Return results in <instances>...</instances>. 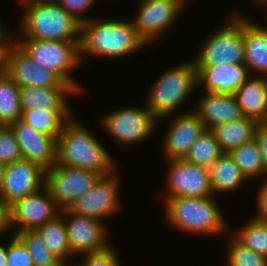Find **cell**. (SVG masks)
Returning a JSON list of instances; mask_svg holds the SVG:
<instances>
[{"instance_id":"277c9868","label":"cell","mask_w":267,"mask_h":266,"mask_svg":"<svg viewBox=\"0 0 267 266\" xmlns=\"http://www.w3.org/2000/svg\"><path fill=\"white\" fill-rule=\"evenodd\" d=\"M22 6L20 36L16 39L80 41L81 23L54 0L31 1Z\"/></svg>"},{"instance_id":"9c48e42d","label":"cell","mask_w":267,"mask_h":266,"mask_svg":"<svg viewBox=\"0 0 267 266\" xmlns=\"http://www.w3.org/2000/svg\"><path fill=\"white\" fill-rule=\"evenodd\" d=\"M116 170L101 176L92 188L76 199L68 208L80 216L94 218L104 222L121 210L120 182Z\"/></svg>"},{"instance_id":"3957f363","label":"cell","mask_w":267,"mask_h":266,"mask_svg":"<svg viewBox=\"0 0 267 266\" xmlns=\"http://www.w3.org/2000/svg\"><path fill=\"white\" fill-rule=\"evenodd\" d=\"M165 219L181 233L216 236L226 233L228 224L215 201L207 197H162Z\"/></svg>"},{"instance_id":"9a60e30c","label":"cell","mask_w":267,"mask_h":266,"mask_svg":"<svg viewBox=\"0 0 267 266\" xmlns=\"http://www.w3.org/2000/svg\"><path fill=\"white\" fill-rule=\"evenodd\" d=\"M63 218L67 227L68 245L73 256L101 251L107 248L108 228L104 222L73 214L63 209Z\"/></svg>"},{"instance_id":"cb8c5ba5","label":"cell","mask_w":267,"mask_h":266,"mask_svg":"<svg viewBox=\"0 0 267 266\" xmlns=\"http://www.w3.org/2000/svg\"><path fill=\"white\" fill-rule=\"evenodd\" d=\"M258 125L256 120L242 117L231 122L216 125L210 129L214 134L223 153L252 141L255 138V130Z\"/></svg>"},{"instance_id":"f1b7e54d","label":"cell","mask_w":267,"mask_h":266,"mask_svg":"<svg viewBox=\"0 0 267 266\" xmlns=\"http://www.w3.org/2000/svg\"><path fill=\"white\" fill-rule=\"evenodd\" d=\"M19 86L4 72L0 73V126L21 119Z\"/></svg>"},{"instance_id":"836d02e7","label":"cell","mask_w":267,"mask_h":266,"mask_svg":"<svg viewBox=\"0 0 267 266\" xmlns=\"http://www.w3.org/2000/svg\"><path fill=\"white\" fill-rule=\"evenodd\" d=\"M22 159L14 133L9 126H0V162L10 164Z\"/></svg>"},{"instance_id":"d6986e66","label":"cell","mask_w":267,"mask_h":266,"mask_svg":"<svg viewBox=\"0 0 267 266\" xmlns=\"http://www.w3.org/2000/svg\"><path fill=\"white\" fill-rule=\"evenodd\" d=\"M198 87L206 92L234 95L237 89L251 76L244 64H219L196 67Z\"/></svg>"},{"instance_id":"5bb4252c","label":"cell","mask_w":267,"mask_h":266,"mask_svg":"<svg viewBox=\"0 0 267 266\" xmlns=\"http://www.w3.org/2000/svg\"><path fill=\"white\" fill-rule=\"evenodd\" d=\"M60 213V209L44 186L38 192L17 200L8 208V228L21 231L37 230Z\"/></svg>"},{"instance_id":"7c38bea8","label":"cell","mask_w":267,"mask_h":266,"mask_svg":"<svg viewBox=\"0 0 267 266\" xmlns=\"http://www.w3.org/2000/svg\"><path fill=\"white\" fill-rule=\"evenodd\" d=\"M3 70L19 87H73L53 71L40 67L15 41L4 50Z\"/></svg>"},{"instance_id":"60d3db41","label":"cell","mask_w":267,"mask_h":266,"mask_svg":"<svg viewBox=\"0 0 267 266\" xmlns=\"http://www.w3.org/2000/svg\"><path fill=\"white\" fill-rule=\"evenodd\" d=\"M4 22L0 18V47L5 50L14 40H11V36L8 33L9 29L5 28ZM7 29V30H6Z\"/></svg>"},{"instance_id":"2e32d148","label":"cell","mask_w":267,"mask_h":266,"mask_svg":"<svg viewBox=\"0 0 267 266\" xmlns=\"http://www.w3.org/2000/svg\"><path fill=\"white\" fill-rule=\"evenodd\" d=\"M45 184V170L25 159L6 164L3 186L0 192L9 208L17 200L38 192Z\"/></svg>"},{"instance_id":"8fae6325","label":"cell","mask_w":267,"mask_h":266,"mask_svg":"<svg viewBox=\"0 0 267 266\" xmlns=\"http://www.w3.org/2000/svg\"><path fill=\"white\" fill-rule=\"evenodd\" d=\"M132 21L140 38L148 46L165 35L187 5L185 0H141ZM179 16V17H178Z\"/></svg>"},{"instance_id":"5b68a950","label":"cell","mask_w":267,"mask_h":266,"mask_svg":"<svg viewBox=\"0 0 267 266\" xmlns=\"http://www.w3.org/2000/svg\"><path fill=\"white\" fill-rule=\"evenodd\" d=\"M157 77L147 95L146 105L157 123L174 115L175 110L182 107L198 87L197 70L193 59L176 65Z\"/></svg>"},{"instance_id":"52a82bcc","label":"cell","mask_w":267,"mask_h":266,"mask_svg":"<svg viewBox=\"0 0 267 266\" xmlns=\"http://www.w3.org/2000/svg\"><path fill=\"white\" fill-rule=\"evenodd\" d=\"M225 22L202 43L192 58L195 67L243 64V17L230 15Z\"/></svg>"},{"instance_id":"8992f818","label":"cell","mask_w":267,"mask_h":266,"mask_svg":"<svg viewBox=\"0 0 267 266\" xmlns=\"http://www.w3.org/2000/svg\"><path fill=\"white\" fill-rule=\"evenodd\" d=\"M40 67L53 71L78 92L83 91L73 77V70L81 67L80 41H47L37 39H13ZM72 71V73H71Z\"/></svg>"},{"instance_id":"1f68e13d","label":"cell","mask_w":267,"mask_h":266,"mask_svg":"<svg viewBox=\"0 0 267 266\" xmlns=\"http://www.w3.org/2000/svg\"><path fill=\"white\" fill-rule=\"evenodd\" d=\"M26 246L34 266H63L64 264L48 249L37 230L15 234Z\"/></svg>"},{"instance_id":"e575fe53","label":"cell","mask_w":267,"mask_h":266,"mask_svg":"<svg viewBox=\"0 0 267 266\" xmlns=\"http://www.w3.org/2000/svg\"><path fill=\"white\" fill-rule=\"evenodd\" d=\"M109 245L107 248L93 253L82 255V261H78L79 266H121L120 258L116 248Z\"/></svg>"},{"instance_id":"4dcf8cb0","label":"cell","mask_w":267,"mask_h":266,"mask_svg":"<svg viewBox=\"0 0 267 266\" xmlns=\"http://www.w3.org/2000/svg\"><path fill=\"white\" fill-rule=\"evenodd\" d=\"M234 232V237L245 247L267 258V222L254 218L247 220Z\"/></svg>"},{"instance_id":"74e56055","label":"cell","mask_w":267,"mask_h":266,"mask_svg":"<svg viewBox=\"0 0 267 266\" xmlns=\"http://www.w3.org/2000/svg\"><path fill=\"white\" fill-rule=\"evenodd\" d=\"M256 196V214L254 219L267 222V177L261 182Z\"/></svg>"},{"instance_id":"ba28073f","label":"cell","mask_w":267,"mask_h":266,"mask_svg":"<svg viewBox=\"0 0 267 266\" xmlns=\"http://www.w3.org/2000/svg\"><path fill=\"white\" fill-rule=\"evenodd\" d=\"M99 123L119 144L134 145L143 142L156 131L157 119L146 106L119 107L100 117Z\"/></svg>"},{"instance_id":"f6af8a7d","label":"cell","mask_w":267,"mask_h":266,"mask_svg":"<svg viewBox=\"0 0 267 266\" xmlns=\"http://www.w3.org/2000/svg\"><path fill=\"white\" fill-rule=\"evenodd\" d=\"M256 1V3H259V4H264V6H266L267 7V0H255Z\"/></svg>"},{"instance_id":"44dd1931","label":"cell","mask_w":267,"mask_h":266,"mask_svg":"<svg viewBox=\"0 0 267 266\" xmlns=\"http://www.w3.org/2000/svg\"><path fill=\"white\" fill-rule=\"evenodd\" d=\"M193 112L205 124L206 129L231 122L243 117L234 95L216 92H204L197 101Z\"/></svg>"},{"instance_id":"f35d334b","label":"cell","mask_w":267,"mask_h":266,"mask_svg":"<svg viewBox=\"0 0 267 266\" xmlns=\"http://www.w3.org/2000/svg\"><path fill=\"white\" fill-rule=\"evenodd\" d=\"M258 143L265 170L267 171V122L258 123L255 138Z\"/></svg>"},{"instance_id":"7dc6e473","label":"cell","mask_w":267,"mask_h":266,"mask_svg":"<svg viewBox=\"0 0 267 266\" xmlns=\"http://www.w3.org/2000/svg\"><path fill=\"white\" fill-rule=\"evenodd\" d=\"M63 266H79L77 263H72V264H64Z\"/></svg>"},{"instance_id":"7402d4cb","label":"cell","mask_w":267,"mask_h":266,"mask_svg":"<svg viewBox=\"0 0 267 266\" xmlns=\"http://www.w3.org/2000/svg\"><path fill=\"white\" fill-rule=\"evenodd\" d=\"M21 112L30 109L71 110L68 96L79 94L74 87L38 88L33 86L19 87Z\"/></svg>"},{"instance_id":"ffe728a7","label":"cell","mask_w":267,"mask_h":266,"mask_svg":"<svg viewBox=\"0 0 267 266\" xmlns=\"http://www.w3.org/2000/svg\"><path fill=\"white\" fill-rule=\"evenodd\" d=\"M232 16L243 17V64L251 75L267 77V27L243 14L233 13Z\"/></svg>"},{"instance_id":"ac0fdd59","label":"cell","mask_w":267,"mask_h":266,"mask_svg":"<svg viewBox=\"0 0 267 266\" xmlns=\"http://www.w3.org/2000/svg\"><path fill=\"white\" fill-rule=\"evenodd\" d=\"M18 142L22 159L48 170L56 164V139L37 131L21 119L9 125Z\"/></svg>"},{"instance_id":"f546056e","label":"cell","mask_w":267,"mask_h":266,"mask_svg":"<svg viewBox=\"0 0 267 266\" xmlns=\"http://www.w3.org/2000/svg\"><path fill=\"white\" fill-rule=\"evenodd\" d=\"M222 154L214 134L206 129L192 144L184 159L190 163L210 168Z\"/></svg>"},{"instance_id":"484cf974","label":"cell","mask_w":267,"mask_h":266,"mask_svg":"<svg viewBox=\"0 0 267 266\" xmlns=\"http://www.w3.org/2000/svg\"><path fill=\"white\" fill-rule=\"evenodd\" d=\"M73 117L72 110H44L43 108L23 111L21 120L39 132L56 140L61 134L63 125Z\"/></svg>"},{"instance_id":"4316f807","label":"cell","mask_w":267,"mask_h":266,"mask_svg":"<svg viewBox=\"0 0 267 266\" xmlns=\"http://www.w3.org/2000/svg\"><path fill=\"white\" fill-rule=\"evenodd\" d=\"M37 231L42 236L48 249L63 263L67 264L72 259L68 245L67 227L63 218V210L52 220L41 225Z\"/></svg>"},{"instance_id":"6da1fadb","label":"cell","mask_w":267,"mask_h":266,"mask_svg":"<svg viewBox=\"0 0 267 266\" xmlns=\"http://www.w3.org/2000/svg\"><path fill=\"white\" fill-rule=\"evenodd\" d=\"M90 19L81 23L79 58L118 59L146 48L131 20ZM88 54V55H87Z\"/></svg>"},{"instance_id":"7bdbcfd3","label":"cell","mask_w":267,"mask_h":266,"mask_svg":"<svg viewBox=\"0 0 267 266\" xmlns=\"http://www.w3.org/2000/svg\"><path fill=\"white\" fill-rule=\"evenodd\" d=\"M6 164L0 162V192L3 186Z\"/></svg>"},{"instance_id":"30bf717a","label":"cell","mask_w":267,"mask_h":266,"mask_svg":"<svg viewBox=\"0 0 267 266\" xmlns=\"http://www.w3.org/2000/svg\"><path fill=\"white\" fill-rule=\"evenodd\" d=\"M102 175L93 170L64 167L55 164L45 170V184L60 210L89 191Z\"/></svg>"},{"instance_id":"83f0119b","label":"cell","mask_w":267,"mask_h":266,"mask_svg":"<svg viewBox=\"0 0 267 266\" xmlns=\"http://www.w3.org/2000/svg\"><path fill=\"white\" fill-rule=\"evenodd\" d=\"M228 154L248 180L267 177L262 155L255 139L231 150Z\"/></svg>"},{"instance_id":"ab89813d","label":"cell","mask_w":267,"mask_h":266,"mask_svg":"<svg viewBox=\"0 0 267 266\" xmlns=\"http://www.w3.org/2000/svg\"><path fill=\"white\" fill-rule=\"evenodd\" d=\"M9 231L8 228V208L5 206L2 198L0 197V235Z\"/></svg>"},{"instance_id":"7a4b0ae2","label":"cell","mask_w":267,"mask_h":266,"mask_svg":"<svg viewBox=\"0 0 267 266\" xmlns=\"http://www.w3.org/2000/svg\"><path fill=\"white\" fill-rule=\"evenodd\" d=\"M72 117L63 125L56 140V164L64 167L88 169L108 175L116 170L111 153L93 132Z\"/></svg>"},{"instance_id":"ee69618b","label":"cell","mask_w":267,"mask_h":266,"mask_svg":"<svg viewBox=\"0 0 267 266\" xmlns=\"http://www.w3.org/2000/svg\"><path fill=\"white\" fill-rule=\"evenodd\" d=\"M4 66V50L0 47V73L3 71Z\"/></svg>"},{"instance_id":"d4e9b609","label":"cell","mask_w":267,"mask_h":266,"mask_svg":"<svg viewBox=\"0 0 267 266\" xmlns=\"http://www.w3.org/2000/svg\"><path fill=\"white\" fill-rule=\"evenodd\" d=\"M213 195L237 192L248 181L228 153H223L209 168Z\"/></svg>"},{"instance_id":"603a6c76","label":"cell","mask_w":267,"mask_h":266,"mask_svg":"<svg viewBox=\"0 0 267 266\" xmlns=\"http://www.w3.org/2000/svg\"><path fill=\"white\" fill-rule=\"evenodd\" d=\"M244 117L267 122V77L250 76L234 94Z\"/></svg>"},{"instance_id":"d6a6232c","label":"cell","mask_w":267,"mask_h":266,"mask_svg":"<svg viewBox=\"0 0 267 266\" xmlns=\"http://www.w3.org/2000/svg\"><path fill=\"white\" fill-rule=\"evenodd\" d=\"M229 238L227 266H267V258L245 247L234 236Z\"/></svg>"},{"instance_id":"d590c367","label":"cell","mask_w":267,"mask_h":266,"mask_svg":"<svg viewBox=\"0 0 267 266\" xmlns=\"http://www.w3.org/2000/svg\"><path fill=\"white\" fill-rule=\"evenodd\" d=\"M7 244V266H34L24 243L15 235Z\"/></svg>"},{"instance_id":"4fadbf2b","label":"cell","mask_w":267,"mask_h":266,"mask_svg":"<svg viewBox=\"0 0 267 266\" xmlns=\"http://www.w3.org/2000/svg\"><path fill=\"white\" fill-rule=\"evenodd\" d=\"M166 193L163 197L213 196L209 168L185 159L167 160Z\"/></svg>"},{"instance_id":"b9f144b4","label":"cell","mask_w":267,"mask_h":266,"mask_svg":"<svg viewBox=\"0 0 267 266\" xmlns=\"http://www.w3.org/2000/svg\"><path fill=\"white\" fill-rule=\"evenodd\" d=\"M7 245L0 244V266H7Z\"/></svg>"},{"instance_id":"bcb514c9","label":"cell","mask_w":267,"mask_h":266,"mask_svg":"<svg viewBox=\"0 0 267 266\" xmlns=\"http://www.w3.org/2000/svg\"><path fill=\"white\" fill-rule=\"evenodd\" d=\"M31 1H37V0H20V3L23 5L27 2H31Z\"/></svg>"},{"instance_id":"8d00e7d4","label":"cell","mask_w":267,"mask_h":266,"mask_svg":"<svg viewBox=\"0 0 267 266\" xmlns=\"http://www.w3.org/2000/svg\"><path fill=\"white\" fill-rule=\"evenodd\" d=\"M67 12H69L79 23L86 22L92 18L83 16L90 10L92 5L96 4V0H54ZM98 1V0H97ZM83 13V14H82Z\"/></svg>"},{"instance_id":"e0dca14e","label":"cell","mask_w":267,"mask_h":266,"mask_svg":"<svg viewBox=\"0 0 267 266\" xmlns=\"http://www.w3.org/2000/svg\"><path fill=\"white\" fill-rule=\"evenodd\" d=\"M174 116L163 137L166 161L184 159L192 144L206 130L205 124L191 109Z\"/></svg>"}]
</instances>
